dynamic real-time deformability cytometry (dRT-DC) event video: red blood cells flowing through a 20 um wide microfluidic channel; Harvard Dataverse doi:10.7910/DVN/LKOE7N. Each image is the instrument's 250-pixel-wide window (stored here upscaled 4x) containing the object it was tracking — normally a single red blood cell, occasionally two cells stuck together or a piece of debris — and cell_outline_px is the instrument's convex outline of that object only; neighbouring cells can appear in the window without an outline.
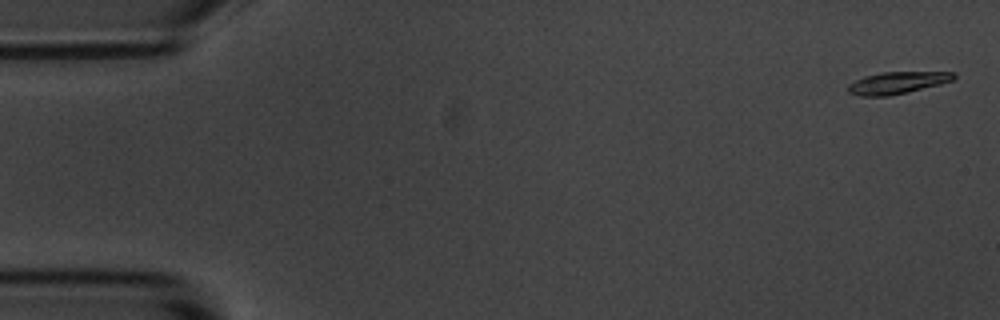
{"species": "common noctule bat (a hibernating species)", "species_latin": "Nyctalus noctula", "temperature_condition": "room temperature", "stored_images_in_passage": 5, "camera_frame_rate_fps": 3000, "um_per_image_px": 0.085, "animal": {"sex": "male", "body_mass_g": 20.1, "forearm_length_mm": 53.5}, "frame": {"image": 1, "passage_image": 1, "time_ms": 0.0, "image_size_px": [1000, 320], "cell_outline_px": [[956, 76], [952, 80], [940, 84], [908, 92], [888, 96], [860, 96], [848, 92], [848, 84], [864, 76], [880, 72], [956, 72]], "centroid_in_image_um": [76.25, 7.03], "position_along_channel_um": 8.7, "area_um2": 13.53}}
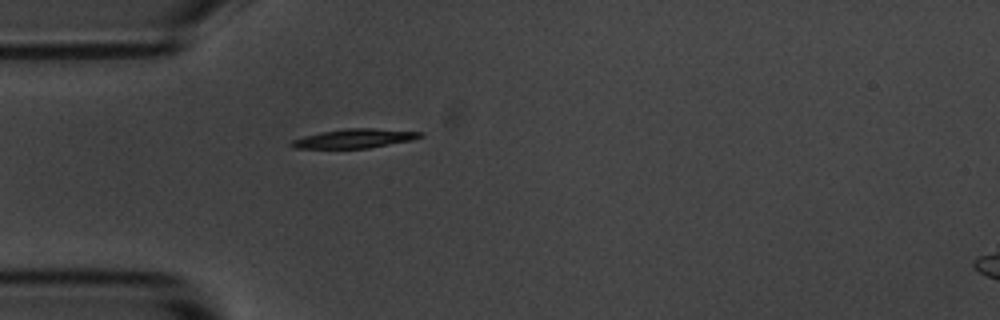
{"frame": {"image": 2, "passage_image": 5, "time_ms": 4.667, "image_size_px": [1000, 320], "cell_outline_px": [[424, 136], [412, 140], [368, 148], [292, 148], [288, 144], [292, 140], [304, 136], [320, 132], [344, 128], [372, 128], [424, 132]], "centroid_in_image_um": [30.13, 11.76], "position_along_channel_um": 54.9, "area_um2": 14.39}}